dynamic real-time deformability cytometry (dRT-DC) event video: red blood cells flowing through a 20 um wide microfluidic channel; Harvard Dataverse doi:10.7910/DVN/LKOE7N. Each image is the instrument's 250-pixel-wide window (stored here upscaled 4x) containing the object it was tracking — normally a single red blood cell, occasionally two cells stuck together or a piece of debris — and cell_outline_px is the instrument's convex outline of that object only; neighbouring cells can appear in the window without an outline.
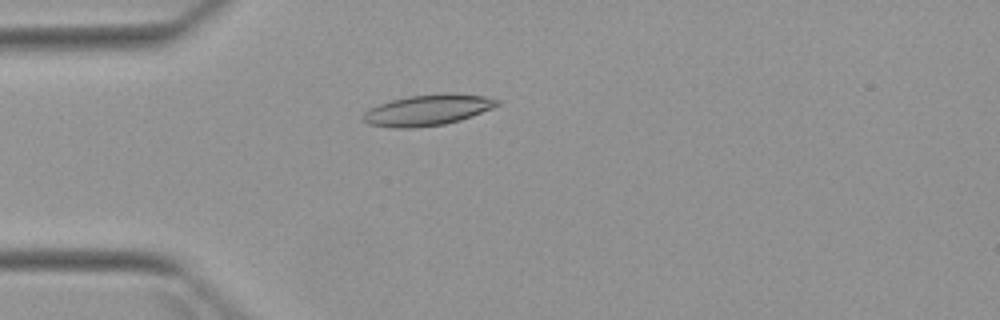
{"species": "Egyptian fruit bat (a non-hibernating species)", "species_latin": "Rousettus aegyptiacus", "temperature_condition": "warm", "stored_images_in_passage": 4, "camera_frame_rate_fps": 3000, "um_per_image_px": 0.085, "animal": {"sex": "female"}, "frame": {"image": 1, "passage_image": 4, "time_ms": 3.333, "image_size_px": [1000, 320], "cell_outline_px": [[500, 104], [492, 108], [472, 116], [460, 120], [444, 124], [416, 128], [392, 128], [368, 124], [360, 120], [360, 116], [368, 108], [392, 100], [408, 96], [444, 92], [452, 92], [484, 96], [500, 100]], "centroid_in_image_um": [36.32, 9.35], "position_along_channel_um": 48.7, "area_um2": 24.57}}